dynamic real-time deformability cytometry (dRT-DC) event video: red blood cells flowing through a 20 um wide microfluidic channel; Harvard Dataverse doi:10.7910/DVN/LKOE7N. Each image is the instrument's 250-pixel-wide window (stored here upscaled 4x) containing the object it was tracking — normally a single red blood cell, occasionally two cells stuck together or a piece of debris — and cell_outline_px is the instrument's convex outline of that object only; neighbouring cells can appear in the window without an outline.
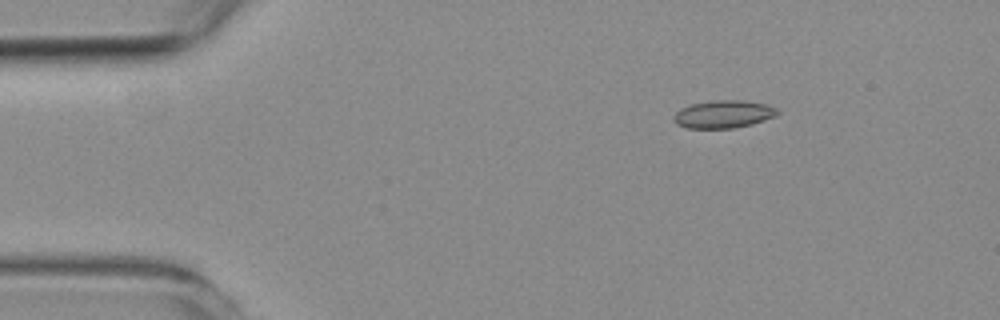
{"species": "common noctule bat (a hibernating species)", "species_latin": "Nyctalus noctula", "temperature_condition": "room temperature", "stored_images_in_passage": 47, "camera_frame_rate_fps": 3000, "um_per_image_px": 0.085, "animal": {"sex": "female", "body_mass_g": 19.3, "forearm_length_mm": 54.1}, "frame": {"image": 1, "passage_image": 1, "time_ms": 0.0, "image_size_px": [1000, 320], "cell_outline_px": [[780, 112], [776, 116], [752, 124], [732, 128], [688, 128], [676, 124], [672, 120], [672, 116], [680, 108], [692, 104], [712, 100], [744, 100], [768, 104], [776, 108]], "centroid_in_image_um": [61.49, 9.7], "position_along_channel_um": 23.5, "area_um2": 16.94}}
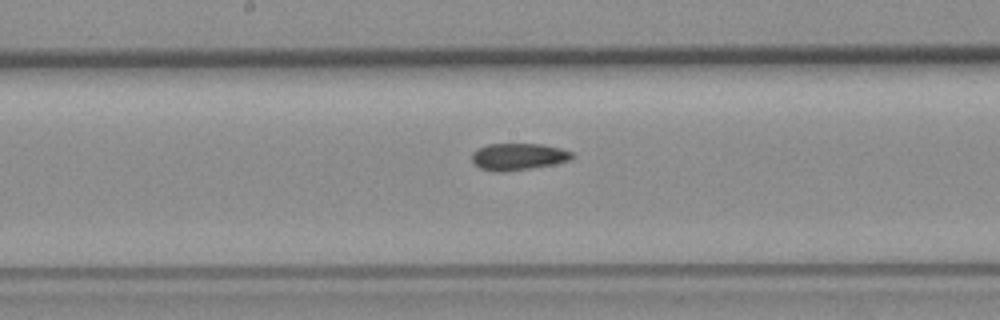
{"frame": {"image": 2, "passage_image": 21, "time_ms": 6.667, "image_size_px": [1000, 320], "cell_outline_px": [[576, 156], [572, 160], [532, 168], [504, 172], [492, 172], [480, 168], [472, 160], [472, 152], [476, 148], [488, 144], [540, 144], [560, 148], [572, 152]], "centroid_in_image_um": [44.05, 13.32], "position_along_channel_um": 204.2, "area_um2": 15.84}}
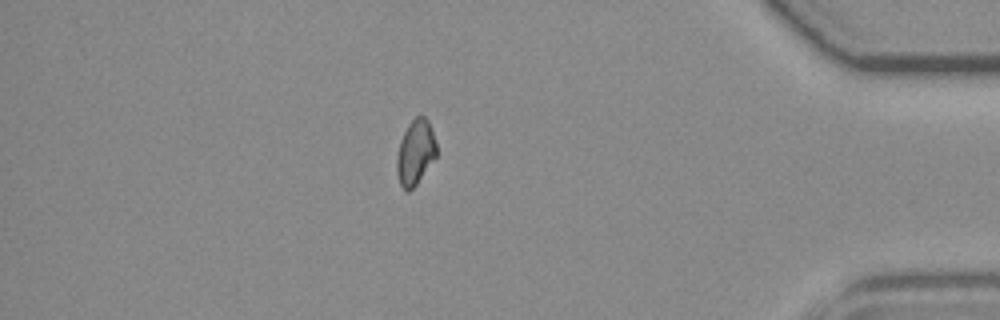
{"frame": {"image": 3, "passage_image": 40, "time_ms": 13.0, "image_size_px": [1000, 320], "cell_outline_px": [[436, 156], [416, 184], [408, 192], [400, 184], [396, 172], [396, 156], [400, 140], [408, 124], [416, 116], [424, 116], [428, 120], [436, 144]], "centroid_in_image_um": [35.28, 12.94], "position_along_channel_um": 399.9, "area_um2": 14.85}, "authors_computed_cell_mechanics": {"area_um2": 15.8372, "velocity_mm_per_s": 3.7627, "shape_relaxation_time_tau1_ms": null, "shape_relaxation_time_tau2_ms": 6.869, "deformation_change_tau1": null, "deformation_change_tau2": 0.108}}